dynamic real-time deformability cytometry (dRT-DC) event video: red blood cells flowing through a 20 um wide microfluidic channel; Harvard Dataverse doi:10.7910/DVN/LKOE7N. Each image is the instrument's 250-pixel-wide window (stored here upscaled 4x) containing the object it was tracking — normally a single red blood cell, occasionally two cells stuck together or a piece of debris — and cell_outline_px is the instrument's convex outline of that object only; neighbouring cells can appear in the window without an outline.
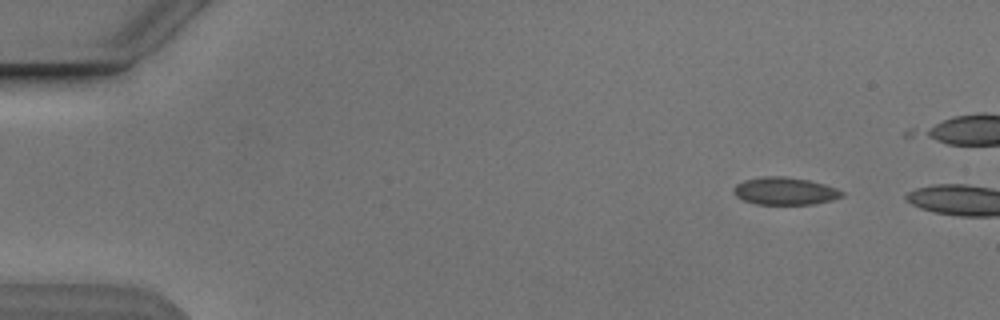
{"species": "Egyptian fruit bat (a non-hibernating species)", "species_latin": "Rousettus aegyptiacus", "temperature_condition": "cold", "stored_images_in_passage": 8, "camera_frame_rate_fps": 3000, "um_per_image_px": 0.085, "animal": {"sex": "male"}, "frame": {"image": 1, "passage_image": 1, "time_ms": 0.0, "image_size_px": [1000, 320], "cell_outline_px": [[844, 196], [832, 200], [812, 204], [756, 204], [744, 200], [736, 196], [732, 192], [732, 188], [736, 184], [744, 180], [764, 176], [784, 176], [808, 180], [824, 184], [836, 188], [844, 192]], "centroid_in_image_um": [66.7, 16.24], "position_along_channel_um": 18.3, "area_um2": 17.4}}